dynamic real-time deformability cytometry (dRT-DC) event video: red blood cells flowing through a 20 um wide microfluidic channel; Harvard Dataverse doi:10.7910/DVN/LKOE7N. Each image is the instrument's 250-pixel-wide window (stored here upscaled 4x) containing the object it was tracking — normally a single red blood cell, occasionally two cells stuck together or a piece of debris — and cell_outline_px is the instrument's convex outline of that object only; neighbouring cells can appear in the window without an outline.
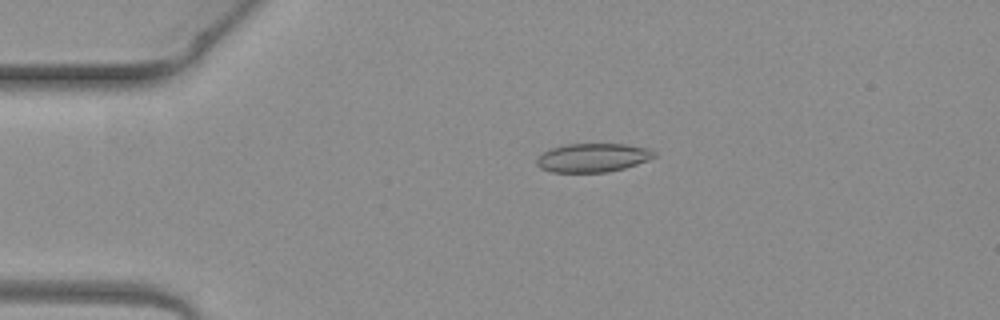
{"species": "common noctule bat (a hibernating species)", "species_latin": "Nyctalus noctula", "temperature_condition": "warm", "stored_images_in_passage": 3, "camera_frame_rate_fps": 3000, "um_per_image_px": 0.085, "animal": {"sex": "female", "body_mass_g": 19.3, "forearm_length_mm": 54.1}, "frame": {"image": 1, "passage_image": 3, "time_ms": 0.667, "image_size_px": [1000, 320], "cell_outline_px": [[656, 156], [648, 160], [624, 168], [608, 172], [552, 172], [540, 168], [536, 164], [536, 156], [552, 148], [564, 144], [624, 144], [648, 148], [656, 152]], "centroid_in_image_um": [50.36, 13.4], "position_along_channel_um": 34.6, "area_um2": 19.71}}